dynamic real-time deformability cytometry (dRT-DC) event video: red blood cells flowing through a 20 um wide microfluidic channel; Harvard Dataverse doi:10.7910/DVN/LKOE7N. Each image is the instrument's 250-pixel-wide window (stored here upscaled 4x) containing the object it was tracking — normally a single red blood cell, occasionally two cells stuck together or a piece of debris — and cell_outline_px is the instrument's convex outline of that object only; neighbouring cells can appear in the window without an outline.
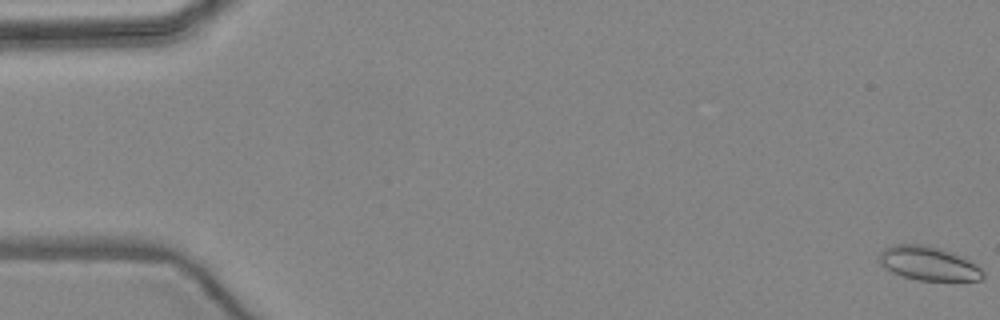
{"species": "common noctule bat (a hibernating species)", "species_latin": "Nyctalus noctula", "temperature_condition": "warm", "stored_images_in_passage": 5, "camera_frame_rate_fps": 3000, "um_per_image_px": 0.085, "animal": {"sex": "female", "body_mass_g": 24.6, "forearm_length_mm": 56.2}, "frame": {"image": 1, "passage_image": 1, "time_ms": 0.0, "image_size_px": [1000, 320], "cell_outline_px": [[984, 276], [980, 280], [916, 280], [900, 276], [884, 268], [880, 264], [880, 252], [884, 248], [892, 244], [924, 244], [944, 248], [968, 260], [980, 268], [984, 272]], "centroid_in_image_um": [78.88, 22.38], "position_along_channel_um": 6.1, "area_um2": 20.63}}